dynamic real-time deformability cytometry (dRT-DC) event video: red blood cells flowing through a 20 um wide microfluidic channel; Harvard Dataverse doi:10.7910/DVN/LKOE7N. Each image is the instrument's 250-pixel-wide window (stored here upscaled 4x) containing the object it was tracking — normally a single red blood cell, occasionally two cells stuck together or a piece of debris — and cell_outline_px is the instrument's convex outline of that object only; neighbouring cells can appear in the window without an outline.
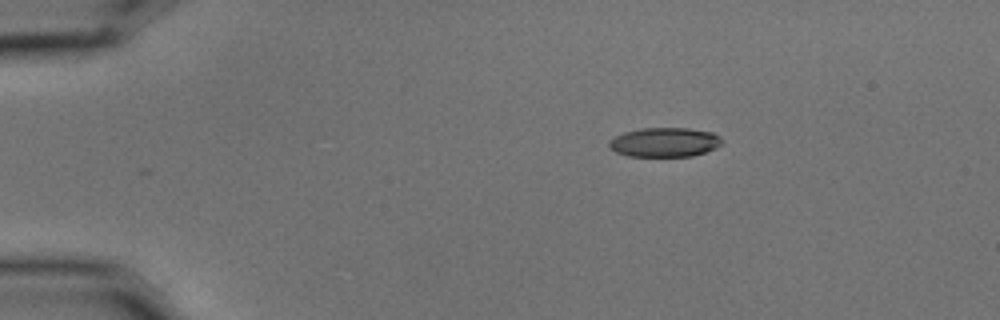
{"species": "common noctule bat (a hibernating species)", "species_latin": "Nyctalus noctula", "temperature_condition": "cold", "stored_images_in_passage": 3, "camera_frame_rate_fps": 3000, "um_per_image_px": 0.085, "animal": {"sex": "male", "body_mass_g": 15.6}, "frame": {"image": 1, "passage_image": 1, "time_ms": 0.0, "image_size_px": [1000, 320], "cell_outline_px": [[724, 140], [716, 148], [692, 156], [628, 156], [616, 152], [608, 144], [616, 136], [624, 132], [640, 128], [688, 128], [712, 132], [720, 136]], "centroid_in_image_um": [56.53, 12.08], "position_along_channel_um": 28.5, "area_um2": 19.19}}